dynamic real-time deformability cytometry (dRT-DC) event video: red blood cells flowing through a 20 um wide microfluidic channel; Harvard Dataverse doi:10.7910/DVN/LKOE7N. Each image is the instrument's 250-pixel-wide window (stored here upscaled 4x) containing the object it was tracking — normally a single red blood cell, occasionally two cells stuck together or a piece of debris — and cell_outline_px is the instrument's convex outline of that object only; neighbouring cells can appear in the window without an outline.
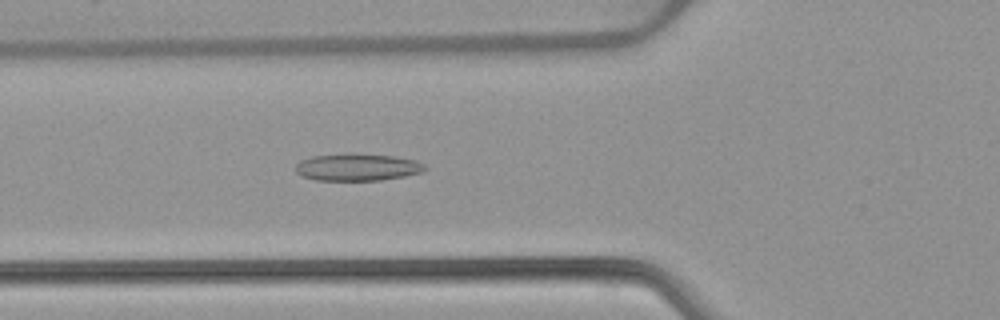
{"species": "common noctule bat (a hibernating species)", "species_latin": "Nyctalus noctula", "temperature_condition": "warm", "stored_images_in_passage": 52, "camera_frame_rate_fps": 3000, "um_per_image_px": 0.085, "animal": {"sex": "female", "body_mass_g": 22.7, "forearm_length_mm": 54.2}, "frame": {"image": 1, "passage_image": 19, "time_ms": 6.0, "image_size_px": [1000, 320], "cell_outline_px": [[428, 168], [420, 172], [404, 176], [380, 180], [316, 180], [300, 176], [296, 172], [296, 164], [300, 160], [312, 156], [352, 152], [396, 156], [416, 160], [424, 164]], "centroid_in_image_um": [30.36, 14.19], "position_along_channel_um": 95.4, "area_um2": 20.81}}
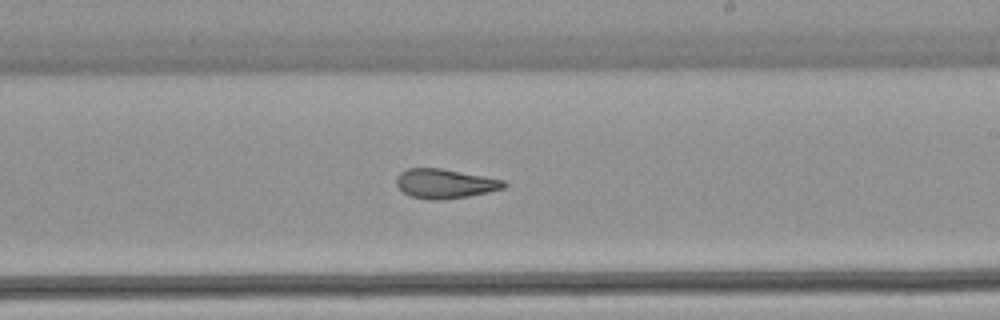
{"frame": {"image": 2, "passage_image": 31, "time_ms": 10.0, "image_size_px": [1000, 320], "cell_outline_px": [[508, 184], [504, 188], [488, 192], [468, 196], [440, 200], [428, 200], [412, 196], [404, 192], [396, 184], [396, 176], [400, 172], [408, 168], [440, 168], [484, 176], [504, 180]], "centroid_in_image_um": [37.82, 15.6], "position_along_channel_um": 251.2, "area_um2": 18.38}}
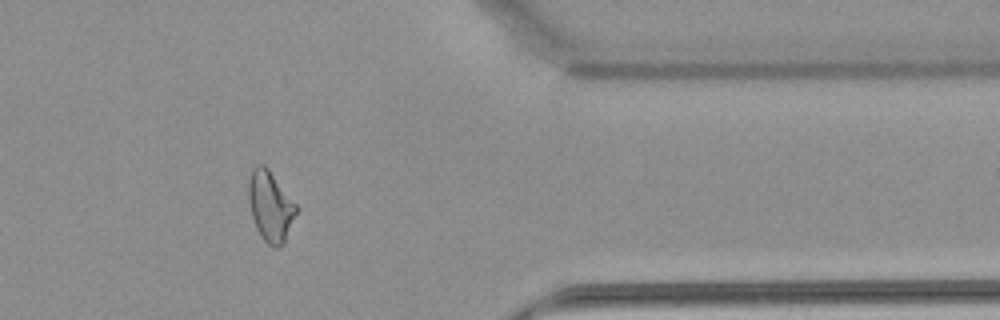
{"frame": {"image": 3, "passage_image": 43, "time_ms": 14.0, "image_size_px": [1000, 320], "cell_outline_px": [[300, 208], [284, 244], [276, 248], [272, 248], [260, 236], [256, 228], [252, 216], [248, 200], [248, 180], [252, 168], [256, 164], [264, 164], [268, 168]], "centroid_in_image_um": [23.0, 17.54], "position_along_channel_um": 388.4, "area_um2": 20.06}, "authors_computed_cell_mechanics": {"area_um2": 20.6057, "velocity_mm_per_s": 3.8857, "shape_relaxation_time_tau1_ms": null, "shape_relaxation_time_tau2_ms": 2.0855, "deformation_change_tau1": null, "deformation_change_tau2": 0.1006}}